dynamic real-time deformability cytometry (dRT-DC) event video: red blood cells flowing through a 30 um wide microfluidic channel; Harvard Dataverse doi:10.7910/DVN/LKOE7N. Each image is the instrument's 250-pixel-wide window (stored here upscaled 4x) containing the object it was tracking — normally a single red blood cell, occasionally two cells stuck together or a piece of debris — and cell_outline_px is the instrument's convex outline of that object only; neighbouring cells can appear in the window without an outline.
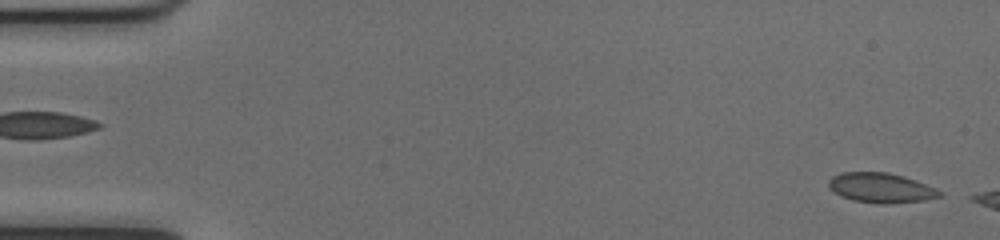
{"species": "common noctule bat (a hibernating species)", "species_latin": "Nyctalus noctula", "temperature_condition": "cold", "stored_images_in_passage": 6, "camera_frame_rate_fps": 3000, "um_per_image_px": 0.085, "animal": {"sex": "female", "body_mass_g": 17.0, "forearm_length_mm": 48.0}, "frame": {"image": 1, "passage_image": 1, "time_ms": 0.0, "image_size_px": [1000, 240], "cell_outline_px": [[944, 196], [924, 200], [888, 204], [880, 204], [852, 200], [840, 196], [828, 188], [828, 180], [832, 176], [844, 172], [888, 172], [904, 176], [936, 188], [944, 192]], "centroid_in_image_um": [74.89, 15.97], "position_along_channel_um": 10.1, "area_um2": 19.54}}